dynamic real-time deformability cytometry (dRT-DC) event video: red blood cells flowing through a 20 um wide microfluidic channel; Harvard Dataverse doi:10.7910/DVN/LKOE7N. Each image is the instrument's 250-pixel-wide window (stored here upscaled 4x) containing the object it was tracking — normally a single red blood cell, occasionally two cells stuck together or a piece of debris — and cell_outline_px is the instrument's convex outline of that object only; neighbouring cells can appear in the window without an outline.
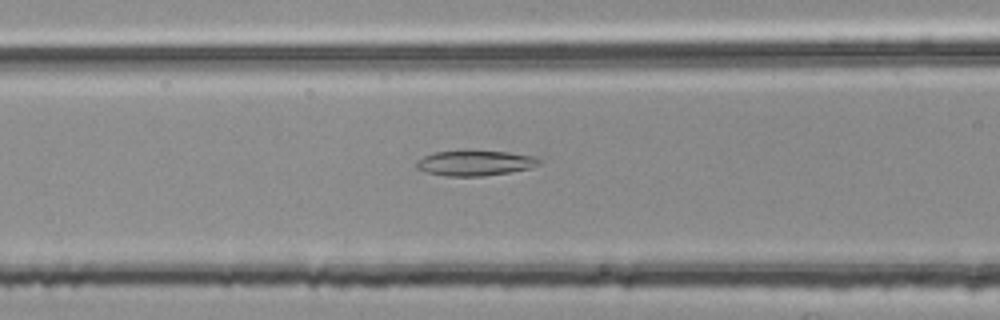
{"species": "common noctule bat (a hibernating species)", "species_latin": "Nyctalus noctula", "temperature_condition": "room temperature", "stored_images_in_passage": 40, "camera_frame_rate_fps": 3000, "um_per_image_px": 0.085, "animal": {"sex": "female", "body_mass_g": 25.1}, "frame": {"image": 1, "passage_image": 8, "time_ms": 2.333, "image_size_px": [1000, 320], "cell_outline_px": [[544, 160], [540, 164], [528, 168], [508, 172], [484, 176], [448, 176], [424, 172], [416, 168], [416, 160], [424, 156], [436, 152], [508, 152], [532, 156]], "centroid_in_image_um": [40.36, 13.88], "position_along_channel_um": 126.2, "area_um2": 17.63}}
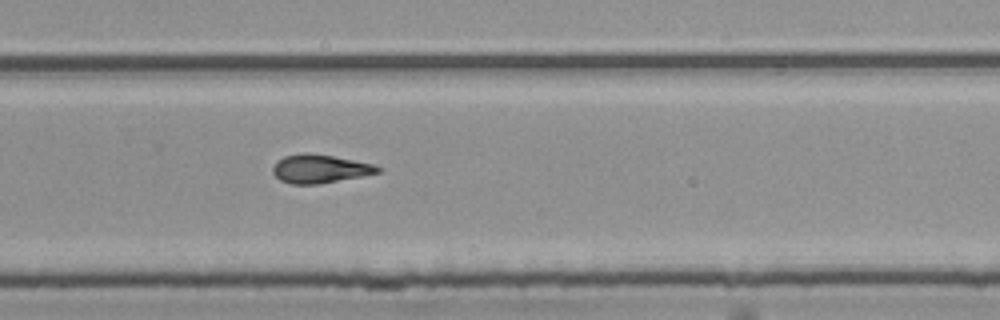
{"frame": {"image": 2, "passage_image": 22, "time_ms": 7.0, "image_size_px": [1000, 320], "cell_outline_px": [[380, 172], [320, 184], [292, 184], [280, 180], [272, 172], [272, 168], [284, 156], [300, 152], [308, 152], [332, 156], [372, 164], [380, 168]], "centroid_in_image_um": [27.14, 14.34], "position_along_channel_um": 302.7, "area_um2": 17.17}}
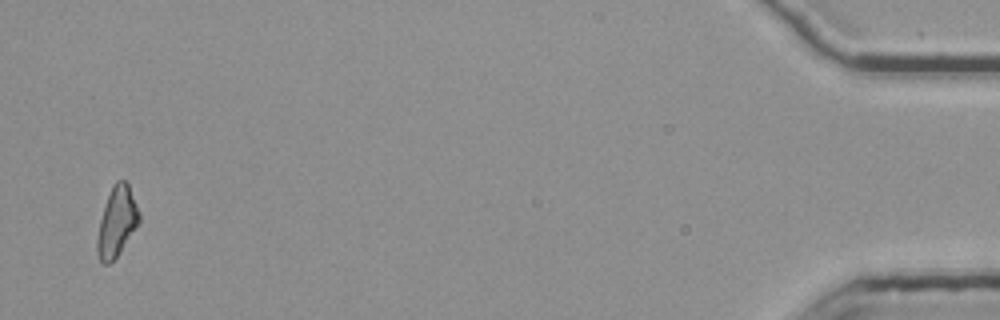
{"frame": {"image": 3, "passage_image": 39, "time_ms": 12.667, "image_size_px": [1000, 320], "cell_outline_px": [[140, 220], [120, 252], [108, 264], [104, 264], [96, 256], [96, 240], [100, 220], [108, 196], [116, 180], [124, 180], [128, 184], [140, 212]], "centroid_in_image_um": [9.92, 18.87], "position_along_channel_um": 425.3, "area_um2": 16.76}, "authors_computed_cell_mechanics": {"area_um2": 17.1666, "velocity_mm_per_s": 3.7881, "shape_relaxation_time_tau1_ms": null, "shape_relaxation_time_tau2_ms": 3.7594, "deformation_change_tau1": null, "deformation_change_tau2": 0.1356}}